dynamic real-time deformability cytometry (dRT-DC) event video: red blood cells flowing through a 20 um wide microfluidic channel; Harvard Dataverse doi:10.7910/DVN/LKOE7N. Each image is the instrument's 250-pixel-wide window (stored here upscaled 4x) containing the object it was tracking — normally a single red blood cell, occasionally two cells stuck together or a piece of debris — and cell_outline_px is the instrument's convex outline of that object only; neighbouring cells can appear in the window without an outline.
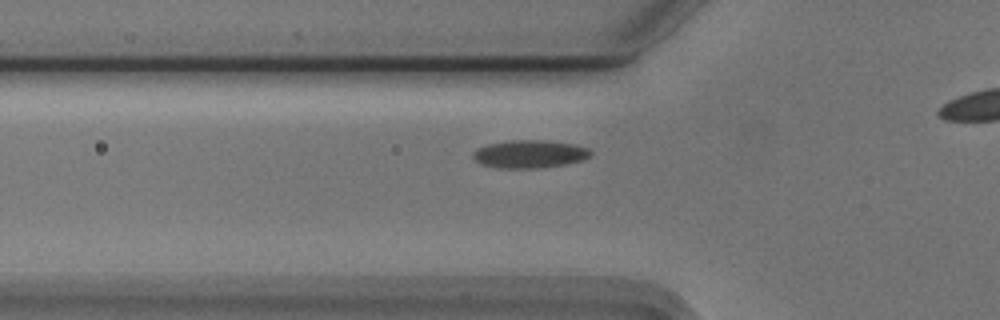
{"species": "Egyptian fruit bat (a non-hibernating species)", "species_latin": "Rousettus aegyptiacus", "temperature_condition": "cold", "stored_images_in_passage": 28, "camera_frame_rate_fps": 3000, "um_per_image_px": 0.085, "animal": {"sex": "male"}, "frame": {"image": 1, "passage_image": 2, "time_ms": 0.333, "image_size_px": [1000, 320], "cell_outline_px": [[592, 156], [584, 160], [564, 164], [536, 168], [496, 168], [480, 164], [472, 156], [472, 152], [476, 148], [488, 144], [508, 140], [544, 140], [572, 144], [588, 148], [592, 152]], "centroid_in_image_um": [44.99, 13.09], "position_along_channel_um": 80.8, "area_um2": 19.25}}
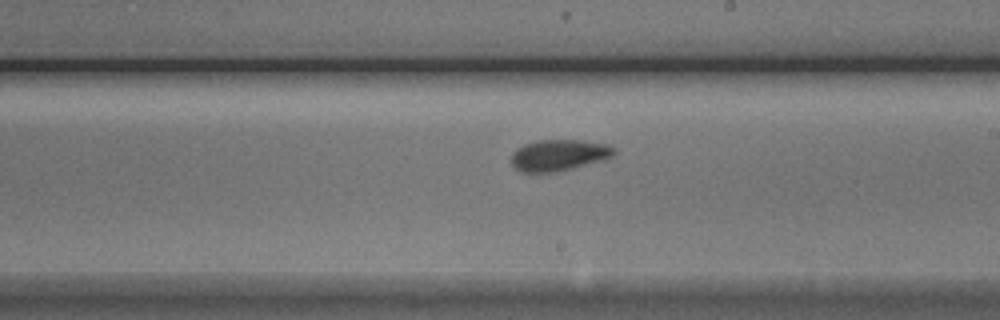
{"frame": {"image": 2, "passage_image": 15, "time_ms": 4.667, "image_size_px": [1000, 320], "cell_outline_px": [[616, 152], [608, 160], [556, 172], [520, 172], [512, 164], [512, 152], [516, 148], [524, 144], [536, 140], [580, 140], [608, 144], [616, 148]], "centroid_in_image_um": [47.55, 13.19], "position_along_channel_um": 241.5, "area_um2": 19.07}}
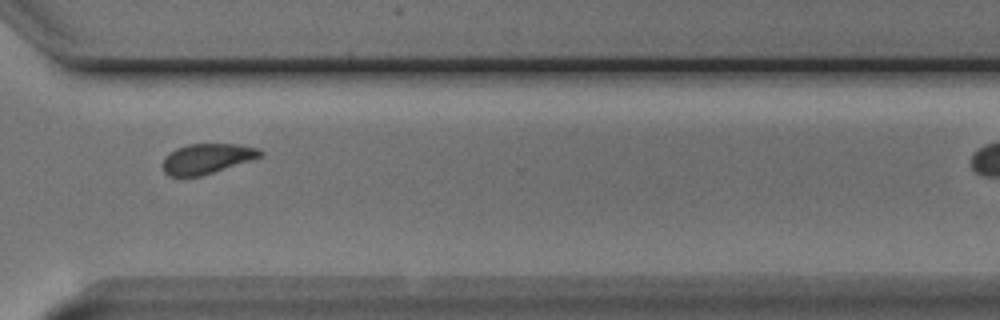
{"frame": {"image": 3, "passage_image": 24, "time_ms": 7.667, "image_size_px": [1000, 320], "cell_outline_px": [[264, 156], [200, 176], [168, 176], [164, 172], [160, 164], [164, 156], [176, 148], [188, 144], [236, 144], [260, 148], [264, 152]], "centroid_in_image_um": [17.57, 13.48], "position_along_channel_um": 353.0, "area_um2": 17.28}}